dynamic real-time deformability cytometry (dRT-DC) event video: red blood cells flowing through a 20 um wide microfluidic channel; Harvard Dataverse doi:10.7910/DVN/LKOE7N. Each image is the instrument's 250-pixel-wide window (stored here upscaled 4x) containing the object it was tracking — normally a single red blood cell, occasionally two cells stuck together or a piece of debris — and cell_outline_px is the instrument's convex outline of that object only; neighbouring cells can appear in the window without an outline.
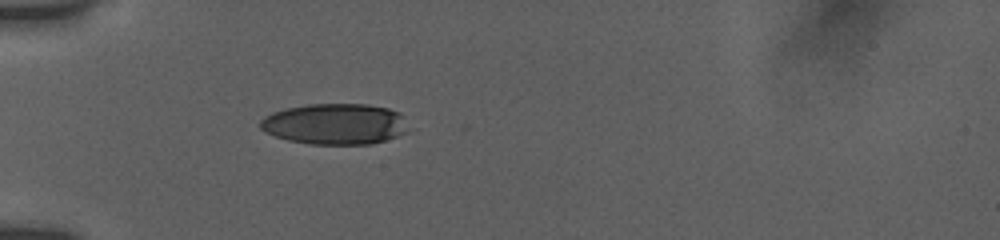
{"species": "human", "species_latin": "Homo sapiens", "temperature_condition": "room temperature", "stored_images_in_passage": 34, "camera_frame_rate_fps": 3000, "um_per_image_px": 0.085, "donor": {"sex": "female"}, "frame": {"image": 1, "passage_image": 1, "time_ms": 0.0, "image_size_px": [1000, 240], "cell_outline_px": [[408, 132], [372, 144], [312, 144], [288, 140], [264, 132], [260, 128], [260, 120], [264, 116], [272, 112], [288, 108], [308, 104], [368, 104], [388, 108], [400, 112]], "centroid_in_image_um": [28.45, 10.53], "position_along_channel_um": 56.5, "area_um2": 35.26}}
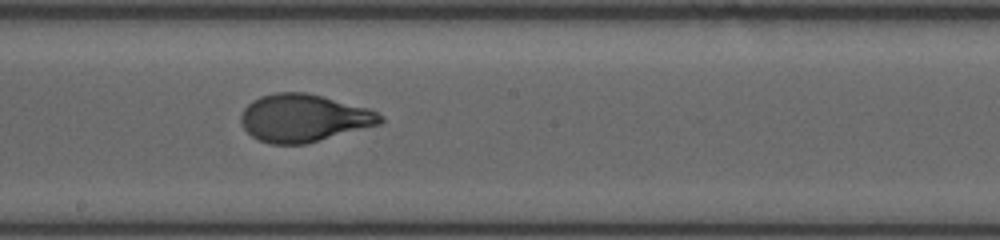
{"frame": {"image": 2, "passage_image": 15, "time_ms": 4.667, "image_size_px": [1000, 240], "cell_outline_px": [[384, 120], [380, 124], [304, 144], [272, 144], [260, 140], [252, 136], [244, 128], [240, 120], [240, 116], [244, 108], [252, 100], [260, 96], [276, 92], [304, 92], [368, 108], [384, 116]], "centroid_in_image_um": [25.79, 10.03], "position_along_channel_um": 222.4, "area_um2": 38.32}}
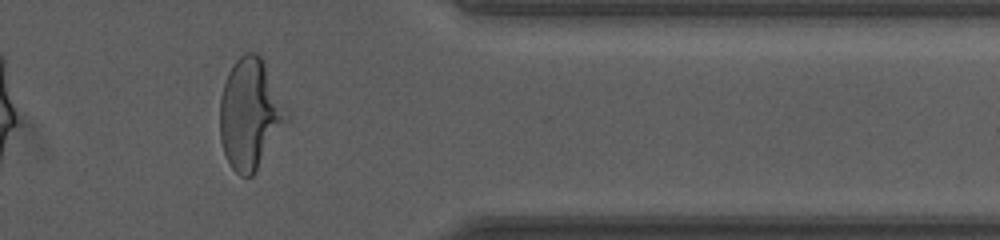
{"frame": {"image": 3, "passage_image": 29, "time_ms": 9.333, "image_size_px": [1000, 240], "cell_outline_px": [[288, 120], [256, 172], [252, 176], [240, 176], [232, 168], [224, 152], [220, 140], [220, 96], [228, 72], [232, 64], [244, 52], [256, 52], [264, 60], [288, 112]], "centroid_in_image_um": [21.25, 9.67], "position_along_channel_um": 390.2, "area_um2": 42.95}, "authors_computed_cell_mechanics": {"area_um2": 38.2058, "velocity_mm_per_s": 3.8435, "shape_relaxation_time_tau1_ms": 3.6976, "shape_relaxation_time_tau2_ms": null, "deformation_change_tau1": 0.2081, "deformation_change_tau2": null}}